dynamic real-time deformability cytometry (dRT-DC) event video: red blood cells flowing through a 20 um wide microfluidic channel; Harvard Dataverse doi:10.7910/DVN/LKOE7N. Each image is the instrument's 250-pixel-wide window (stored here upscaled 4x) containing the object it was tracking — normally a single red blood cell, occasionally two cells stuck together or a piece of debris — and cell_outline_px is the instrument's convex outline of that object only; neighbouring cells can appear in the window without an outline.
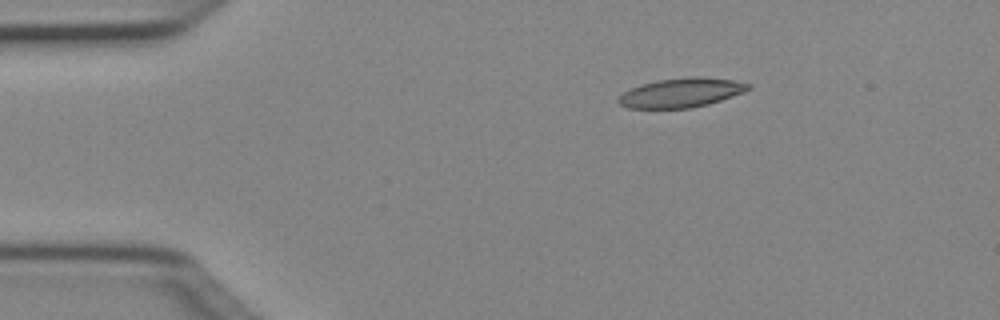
{"species": "Egyptian fruit bat (a non-hibernating species)", "species_latin": "Rousettus aegyptiacus", "temperature_condition": "cold", "stored_images_in_passage": 43, "camera_frame_rate_fps": 3000, "um_per_image_px": 0.085, "animal": {"sex": "female"}, "frame": {"image": 1, "passage_image": 1, "time_ms": 0.0, "image_size_px": [1000, 320], "cell_outline_px": [[752, 88], [744, 92], [708, 104], [688, 108], [628, 108], [620, 104], [616, 100], [624, 92], [640, 84], [656, 80], [688, 76], [704, 76], [732, 80], [752, 84]], "centroid_in_image_um": [57.92, 7.86], "position_along_channel_um": 27.1, "area_um2": 22.25}}
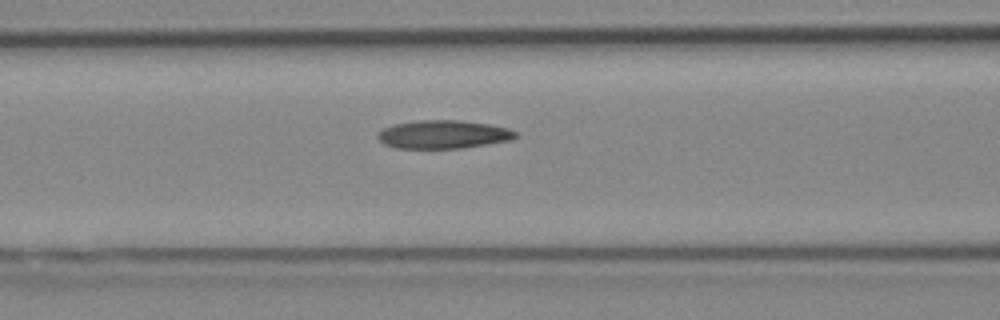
{"frame": {"image": 2, "passage_image": 13, "time_ms": 4.0, "image_size_px": [1000, 320], "cell_outline_px": [[516, 136], [512, 140], [464, 148], [396, 148], [384, 144], [376, 136], [384, 128], [396, 124], [420, 120], [460, 120], [488, 124], [508, 128], [516, 132]], "centroid_in_image_um": [37.7, 11.43], "position_along_channel_um": 128.9, "area_um2": 22.6}}
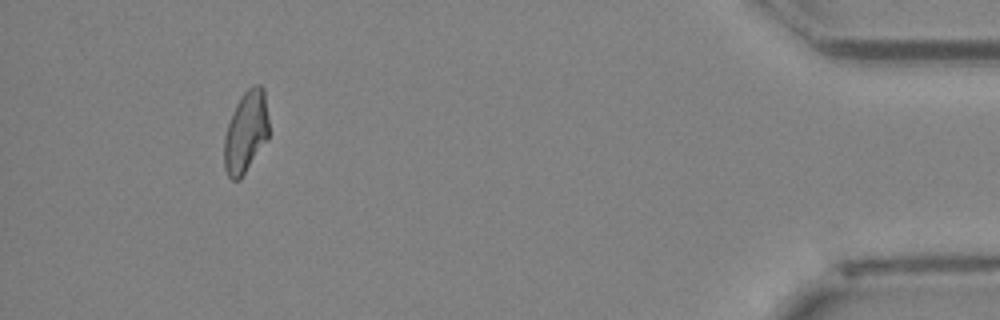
{"frame": {"image": 3, "passage_image": 39, "time_ms": 12.667, "image_size_px": [1000, 320], "cell_outline_px": [[268, 136], [240, 180], [232, 180], [228, 176], [224, 168], [224, 136], [228, 124], [236, 104], [244, 92], [252, 84], [260, 84], [264, 88], [268, 120]], "centroid_in_image_um": [20.88, 11.2], "position_along_channel_um": 414.3, "area_um2": 21.04}, "authors_computed_cell_mechanics": {"area_um2": 22.253, "velocity_mm_per_s": 4.0378, "shape_relaxation_time_tau1_ms": null, "shape_relaxation_time_tau2_ms": 5.3494, "deformation_change_tau1": null, "deformation_change_tau2": 0.1449}}